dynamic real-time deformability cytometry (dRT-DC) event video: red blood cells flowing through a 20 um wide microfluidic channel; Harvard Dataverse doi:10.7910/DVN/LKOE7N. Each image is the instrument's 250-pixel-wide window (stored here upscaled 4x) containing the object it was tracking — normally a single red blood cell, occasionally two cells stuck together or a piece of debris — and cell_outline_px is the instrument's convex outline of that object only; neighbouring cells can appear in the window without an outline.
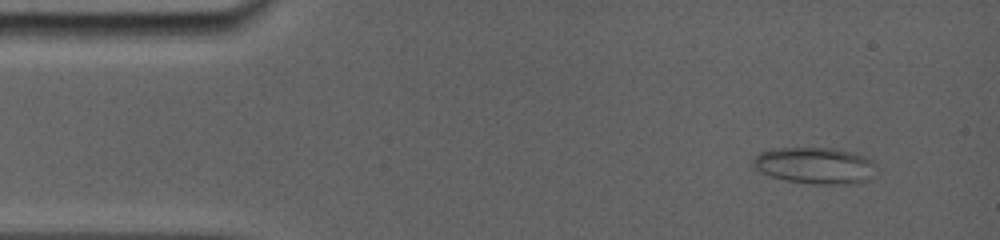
{"species": "common noctule bat (a hibernating species)", "species_latin": "Nyctalus noctula", "temperature_condition": "room temperature", "stored_images_in_passage": 12, "camera_frame_rate_fps": 5000, "um_per_image_px": 0.085, "animal": {"sex": "female", "body_mass_g": 19.0, "forearm_length_mm": 56.7}, "frame": {"image": 1, "passage_image": 4, "time_ms": 1.0, "image_size_px": [1000, 240], "cell_outline_px": [[876, 176], [852, 184], [816, 184], [784, 180], [760, 172], [752, 164], [752, 160], [760, 152], [768, 148], [832, 148], [852, 152], [864, 156], [872, 160], [876, 164]], "centroid_in_image_um": [69.29, 14.07], "position_along_channel_um": 15.7, "area_um2": 26.41}}